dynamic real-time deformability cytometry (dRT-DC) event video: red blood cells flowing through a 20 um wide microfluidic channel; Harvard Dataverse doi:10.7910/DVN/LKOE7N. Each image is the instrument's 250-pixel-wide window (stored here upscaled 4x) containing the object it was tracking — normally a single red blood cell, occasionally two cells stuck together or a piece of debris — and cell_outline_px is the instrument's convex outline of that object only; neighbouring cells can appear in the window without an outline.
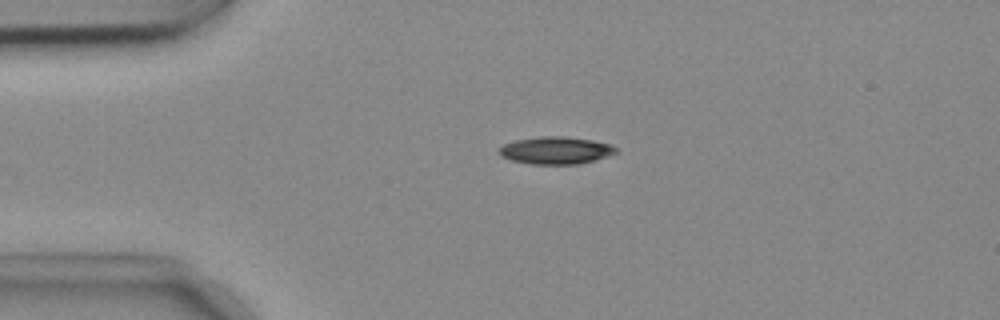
{"species": "common noctule bat (a hibernating species)", "species_latin": "Nyctalus noctula", "temperature_condition": "cold", "stored_images_in_passage": 43, "camera_frame_rate_fps": 3000, "um_per_image_px": 0.085, "animal": {"sex": "female", "body_mass_g": 18.4}, "frame": {"image": 1, "passage_image": 1, "time_ms": 0.0, "image_size_px": [1000, 320], "cell_outline_px": [[616, 152], [596, 160], [580, 164], [528, 164], [512, 160], [500, 156], [496, 152], [496, 148], [504, 144], [516, 140], [540, 136], [564, 136], [592, 140], [612, 144], [616, 148]], "centroid_in_image_um": [47.19, 12.78], "position_along_channel_um": 37.8, "area_um2": 18.84}}
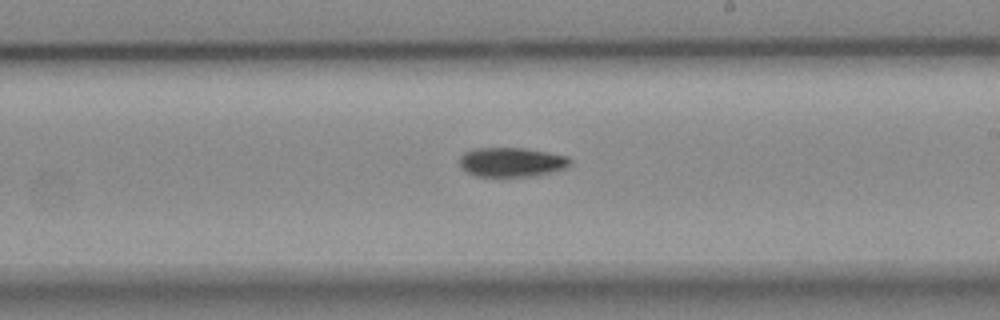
{"frame": {"image": 2, "passage_image": 20, "time_ms": 6.333, "image_size_px": [1000, 320], "cell_outline_px": [[572, 164], [568, 168], [536, 176], [476, 176], [460, 168], [460, 156], [464, 152], [476, 148], [524, 148], [548, 152], [568, 156], [572, 160]], "centroid_in_image_um": [43.53, 13.78], "position_along_channel_um": 245.5, "area_um2": 19.13}}
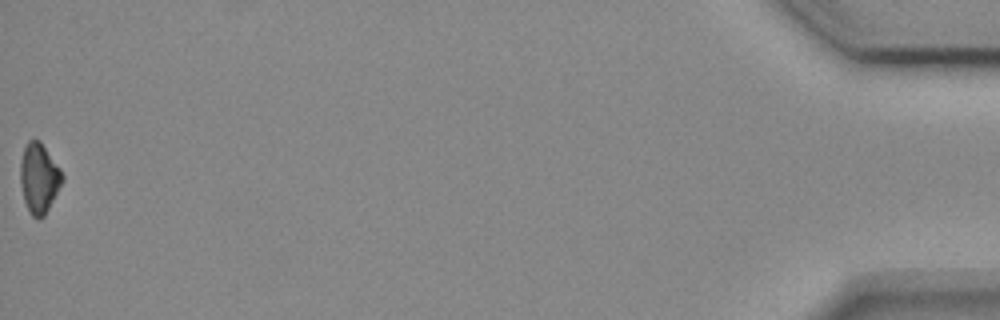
{"frame": {"image": 3, "passage_image": 43, "time_ms": 14.0, "image_size_px": [1000, 320], "cell_outline_px": [[64, 180], [44, 216], [40, 220], [36, 220], [28, 212], [24, 200], [20, 184], [20, 164], [24, 148], [28, 140], [40, 140], [60, 168], [64, 176]], "centroid_in_image_um": [3.32, 15.17], "position_along_channel_um": 431.9, "area_um2": 17.22}, "authors_computed_cell_mechanics": {"area_um2": 18.8428, "velocity_mm_per_s": 3.7416, "shape_relaxation_time_tau1_ms": 4.3677, "shape_relaxation_time_tau2_ms": null, "deformation_change_tau1": 0.1168, "deformation_change_tau2": null}}